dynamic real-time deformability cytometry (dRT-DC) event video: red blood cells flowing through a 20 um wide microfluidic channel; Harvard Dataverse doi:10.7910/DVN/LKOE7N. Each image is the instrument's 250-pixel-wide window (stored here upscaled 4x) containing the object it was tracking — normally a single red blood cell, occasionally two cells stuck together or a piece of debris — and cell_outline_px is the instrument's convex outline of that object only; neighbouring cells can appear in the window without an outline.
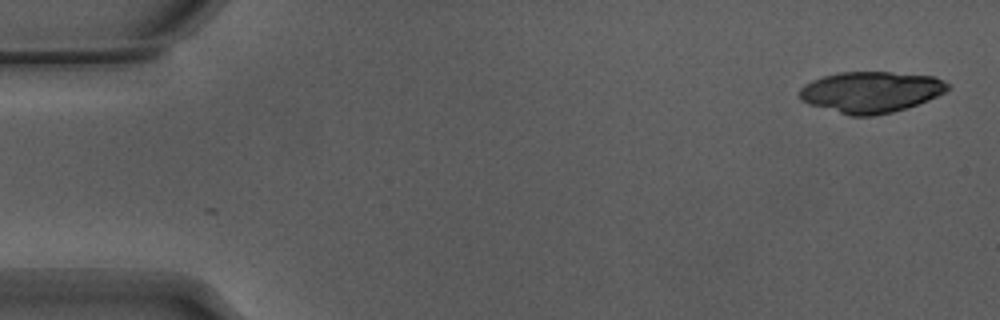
{"species": "Egyptian fruit bat (a non-hibernating species)", "species_latin": "Rousettus aegyptiacus", "temperature_condition": "warm", "stored_images_in_passage": 2, "camera_frame_rate_fps": 3000, "um_per_image_px": 0.085, "animal": {"sex": "male"}, "frame": {"image": 1, "passage_image": 2, "time_ms": 0.333, "image_size_px": [1000, 320], "cell_outline_px": [[948, 88], [944, 92], [928, 100], [892, 112], [872, 116], [848, 116], [808, 104], [800, 100], [800, 88], [804, 84], [812, 80], [824, 76], [840, 72], [892, 72], [932, 76], [944, 80], [948, 84]], "centroid_in_image_um": [73.98, 7.82], "position_along_channel_um": 11.0, "area_um2": 35.43}}